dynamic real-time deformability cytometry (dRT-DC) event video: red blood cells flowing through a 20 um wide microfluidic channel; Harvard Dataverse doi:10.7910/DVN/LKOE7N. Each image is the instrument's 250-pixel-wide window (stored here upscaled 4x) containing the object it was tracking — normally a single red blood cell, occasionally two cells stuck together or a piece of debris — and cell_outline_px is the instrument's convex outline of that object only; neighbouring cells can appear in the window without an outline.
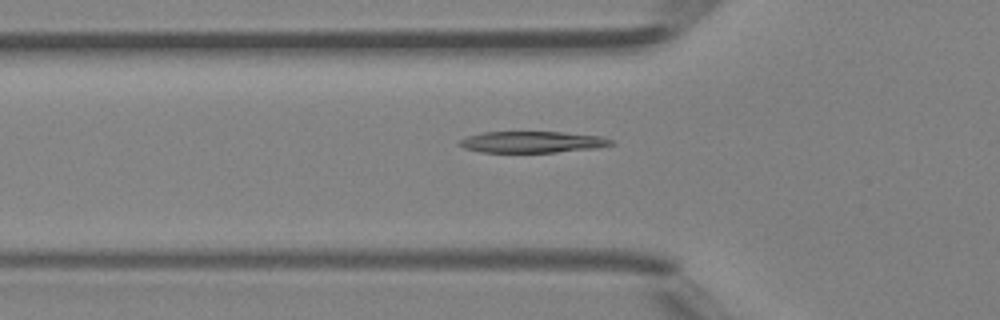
{"species": "Egyptian fruit bat (a non-hibernating species)", "species_latin": "Rousettus aegyptiacus", "temperature_condition": "room temperature", "stored_images_in_passage": 43, "camera_frame_rate_fps": 3000, "um_per_image_px": 0.085, "animal": {"sex": "female"}, "frame": {"image": 1, "passage_image": 15, "time_ms": 4.667, "image_size_px": [1000, 320], "cell_outline_px": [[616, 144], [596, 148], [556, 152], [480, 152], [464, 148], [456, 144], [460, 140], [468, 136], [484, 132], [564, 132], [600, 136], [612, 140]], "centroid_in_image_um": [45.24, 12.07], "position_along_channel_um": 80.6, "area_um2": 18.9}}
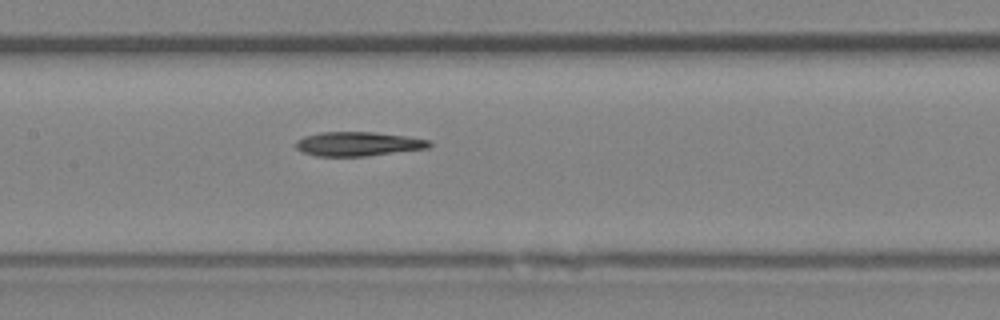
{"frame": {"image": 2, "passage_image": 21, "time_ms": 6.667, "image_size_px": [1000, 320], "cell_outline_px": [[432, 144], [428, 148], [368, 156], [316, 156], [300, 152], [296, 148], [296, 140], [304, 136], [320, 132], [372, 132], [404, 136], [432, 140]], "centroid_in_image_um": [30.42, 12.24], "position_along_channel_um": 177.0, "area_um2": 18.9}}
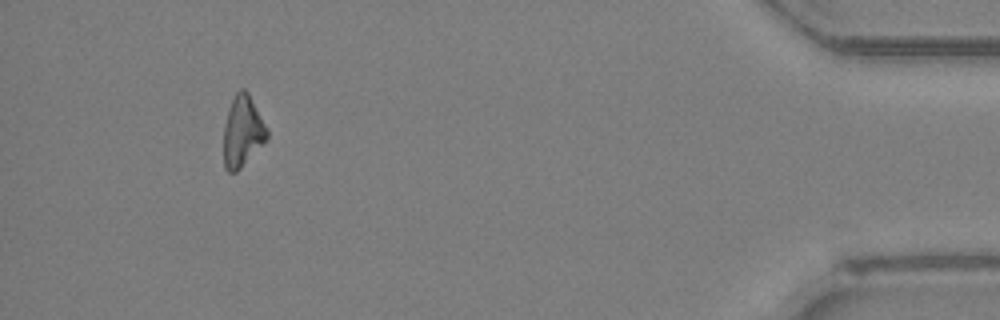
{"frame": {"image": 3, "passage_image": 40, "time_ms": 13.0, "image_size_px": [1000, 320], "cell_outline_px": [[268, 136], [240, 168], [236, 172], [228, 172], [224, 168], [224, 124], [232, 100], [236, 92], [240, 88], [244, 88], [248, 92], [268, 128]], "centroid_in_image_um": [20.6, 11.14], "position_along_channel_um": 414.6, "area_um2": 17.63}}